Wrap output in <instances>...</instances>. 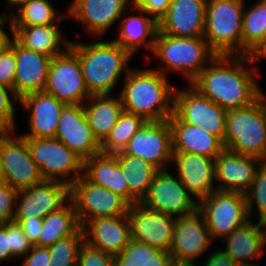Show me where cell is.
<instances>
[{
    "label": "cell",
    "instance_id": "7bdbcfd3",
    "mask_svg": "<svg viewBox=\"0 0 266 266\" xmlns=\"http://www.w3.org/2000/svg\"><path fill=\"white\" fill-rule=\"evenodd\" d=\"M119 255L125 260V265L147 266L149 263V245L131 239Z\"/></svg>",
    "mask_w": 266,
    "mask_h": 266
},
{
    "label": "cell",
    "instance_id": "f907efd6",
    "mask_svg": "<svg viewBox=\"0 0 266 266\" xmlns=\"http://www.w3.org/2000/svg\"><path fill=\"white\" fill-rule=\"evenodd\" d=\"M11 260L10 223L0 224V262Z\"/></svg>",
    "mask_w": 266,
    "mask_h": 266
},
{
    "label": "cell",
    "instance_id": "7dc6e473",
    "mask_svg": "<svg viewBox=\"0 0 266 266\" xmlns=\"http://www.w3.org/2000/svg\"><path fill=\"white\" fill-rule=\"evenodd\" d=\"M43 217H37L28 220H13L24 232V235L32 242L33 245L39 246V236L42 227Z\"/></svg>",
    "mask_w": 266,
    "mask_h": 266
},
{
    "label": "cell",
    "instance_id": "f6af8a7d",
    "mask_svg": "<svg viewBox=\"0 0 266 266\" xmlns=\"http://www.w3.org/2000/svg\"><path fill=\"white\" fill-rule=\"evenodd\" d=\"M171 0H132V4L144 10L157 23L166 15Z\"/></svg>",
    "mask_w": 266,
    "mask_h": 266
},
{
    "label": "cell",
    "instance_id": "8d00e7d4",
    "mask_svg": "<svg viewBox=\"0 0 266 266\" xmlns=\"http://www.w3.org/2000/svg\"><path fill=\"white\" fill-rule=\"evenodd\" d=\"M85 242L81 227L74 235L60 239L49 248V266H77L80 247Z\"/></svg>",
    "mask_w": 266,
    "mask_h": 266
},
{
    "label": "cell",
    "instance_id": "7402d4cb",
    "mask_svg": "<svg viewBox=\"0 0 266 266\" xmlns=\"http://www.w3.org/2000/svg\"><path fill=\"white\" fill-rule=\"evenodd\" d=\"M172 162L176 164L177 177L198 202L217 190L214 158L173 153Z\"/></svg>",
    "mask_w": 266,
    "mask_h": 266
},
{
    "label": "cell",
    "instance_id": "816d5d0a",
    "mask_svg": "<svg viewBox=\"0 0 266 266\" xmlns=\"http://www.w3.org/2000/svg\"><path fill=\"white\" fill-rule=\"evenodd\" d=\"M9 23V24H8ZM9 25L11 32V37L7 34V32L4 30V26ZM14 38V31H13V25L10 16L5 13V15L0 19V53L5 50L8 46H10L11 41Z\"/></svg>",
    "mask_w": 266,
    "mask_h": 266
},
{
    "label": "cell",
    "instance_id": "4316f807",
    "mask_svg": "<svg viewBox=\"0 0 266 266\" xmlns=\"http://www.w3.org/2000/svg\"><path fill=\"white\" fill-rule=\"evenodd\" d=\"M173 153H192L216 158L224 149L223 142L199 126L181 122L174 114L169 118Z\"/></svg>",
    "mask_w": 266,
    "mask_h": 266
},
{
    "label": "cell",
    "instance_id": "8fae6325",
    "mask_svg": "<svg viewBox=\"0 0 266 266\" xmlns=\"http://www.w3.org/2000/svg\"><path fill=\"white\" fill-rule=\"evenodd\" d=\"M44 92L66 105H83L91 96L85 85L78 55L71 48L51 58Z\"/></svg>",
    "mask_w": 266,
    "mask_h": 266
},
{
    "label": "cell",
    "instance_id": "484cf974",
    "mask_svg": "<svg viewBox=\"0 0 266 266\" xmlns=\"http://www.w3.org/2000/svg\"><path fill=\"white\" fill-rule=\"evenodd\" d=\"M221 241L226 243V248L221 250L239 266H259V263H253L252 260H259L263 257V248L266 244V224L259 221L255 224L249 220L234 229Z\"/></svg>",
    "mask_w": 266,
    "mask_h": 266
},
{
    "label": "cell",
    "instance_id": "603a6c76",
    "mask_svg": "<svg viewBox=\"0 0 266 266\" xmlns=\"http://www.w3.org/2000/svg\"><path fill=\"white\" fill-rule=\"evenodd\" d=\"M66 104L44 91L34 92L20 99V106L30 113L29 133L24 138H55L58 122Z\"/></svg>",
    "mask_w": 266,
    "mask_h": 266
},
{
    "label": "cell",
    "instance_id": "836d02e7",
    "mask_svg": "<svg viewBox=\"0 0 266 266\" xmlns=\"http://www.w3.org/2000/svg\"><path fill=\"white\" fill-rule=\"evenodd\" d=\"M266 39V0H257L244 9L242 21V55L251 56Z\"/></svg>",
    "mask_w": 266,
    "mask_h": 266
},
{
    "label": "cell",
    "instance_id": "9f6ffc18",
    "mask_svg": "<svg viewBox=\"0 0 266 266\" xmlns=\"http://www.w3.org/2000/svg\"><path fill=\"white\" fill-rule=\"evenodd\" d=\"M7 1H8V3H9V4H7L8 7H9V6H10V7H11V6H12V7H13V6L15 7V6H16L20 1H22V0H7Z\"/></svg>",
    "mask_w": 266,
    "mask_h": 266
},
{
    "label": "cell",
    "instance_id": "11a10c76",
    "mask_svg": "<svg viewBox=\"0 0 266 266\" xmlns=\"http://www.w3.org/2000/svg\"><path fill=\"white\" fill-rule=\"evenodd\" d=\"M4 180V172H3V165L0 157V183Z\"/></svg>",
    "mask_w": 266,
    "mask_h": 266
},
{
    "label": "cell",
    "instance_id": "d6a6232c",
    "mask_svg": "<svg viewBox=\"0 0 266 266\" xmlns=\"http://www.w3.org/2000/svg\"><path fill=\"white\" fill-rule=\"evenodd\" d=\"M81 228L73 203L43 218L39 246L50 247L60 239L74 235Z\"/></svg>",
    "mask_w": 266,
    "mask_h": 266
},
{
    "label": "cell",
    "instance_id": "4dcf8cb0",
    "mask_svg": "<svg viewBox=\"0 0 266 266\" xmlns=\"http://www.w3.org/2000/svg\"><path fill=\"white\" fill-rule=\"evenodd\" d=\"M119 97V98H118ZM110 94L91 95L83 104L87 123L101 144L124 111L121 98Z\"/></svg>",
    "mask_w": 266,
    "mask_h": 266
},
{
    "label": "cell",
    "instance_id": "ee69618b",
    "mask_svg": "<svg viewBox=\"0 0 266 266\" xmlns=\"http://www.w3.org/2000/svg\"><path fill=\"white\" fill-rule=\"evenodd\" d=\"M33 246L32 242L24 235L21 227L15 222H10L11 260L24 257Z\"/></svg>",
    "mask_w": 266,
    "mask_h": 266
},
{
    "label": "cell",
    "instance_id": "b9f144b4",
    "mask_svg": "<svg viewBox=\"0 0 266 266\" xmlns=\"http://www.w3.org/2000/svg\"><path fill=\"white\" fill-rule=\"evenodd\" d=\"M17 193L10 184L0 183V224L13 222Z\"/></svg>",
    "mask_w": 266,
    "mask_h": 266
},
{
    "label": "cell",
    "instance_id": "db71d44e",
    "mask_svg": "<svg viewBox=\"0 0 266 266\" xmlns=\"http://www.w3.org/2000/svg\"><path fill=\"white\" fill-rule=\"evenodd\" d=\"M113 266H132V265H125V260L118 254L113 257Z\"/></svg>",
    "mask_w": 266,
    "mask_h": 266
},
{
    "label": "cell",
    "instance_id": "d6986e66",
    "mask_svg": "<svg viewBox=\"0 0 266 266\" xmlns=\"http://www.w3.org/2000/svg\"><path fill=\"white\" fill-rule=\"evenodd\" d=\"M55 138L83 160L101 153L100 143L87 123L81 104L63 107Z\"/></svg>",
    "mask_w": 266,
    "mask_h": 266
},
{
    "label": "cell",
    "instance_id": "60d3db41",
    "mask_svg": "<svg viewBox=\"0 0 266 266\" xmlns=\"http://www.w3.org/2000/svg\"><path fill=\"white\" fill-rule=\"evenodd\" d=\"M113 257L84 242L79 249L77 266H113Z\"/></svg>",
    "mask_w": 266,
    "mask_h": 266
},
{
    "label": "cell",
    "instance_id": "5b68a950",
    "mask_svg": "<svg viewBox=\"0 0 266 266\" xmlns=\"http://www.w3.org/2000/svg\"><path fill=\"white\" fill-rule=\"evenodd\" d=\"M224 147L266 161V95L226 115Z\"/></svg>",
    "mask_w": 266,
    "mask_h": 266
},
{
    "label": "cell",
    "instance_id": "8992f818",
    "mask_svg": "<svg viewBox=\"0 0 266 266\" xmlns=\"http://www.w3.org/2000/svg\"><path fill=\"white\" fill-rule=\"evenodd\" d=\"M245 0H207L204 39L217 55H242Z\"/></svg>",
    "mask_w": 266,
    "mask_h": 266
},
{
    "label": "cell",
    "instance_id": "681fc988",
    "mask_svg": "<svg viewBox=\"0 0 266 266\" xmlns=\"http://www.w3.org/2000/svg\"><path fill=\"white\" fill-rule=\"evenodd\" d=\"M207 259V260H206ZM202 266H239L233 259L220 250H212V253H208ZM192 266H197L196 264Z\"/></svg>",
    "mask_w": 266,
    "mask_h": 266
},
{
    "label": "cell",
    "instance_id": "52a82bcc",
    "mask_svg": "<svg viewBox=\"0 0 266 266\" xmlns=\"http://www.w3.org/2000/svg\"><path fill=\"white\" fill-rule=\"evenodd\" d=\"M25 139L44 180H58L71 185L83 174L84 160L58 139Z\"/></svg>",
    "mask_w": 266,
    "mask_h": 266
},
{
    "label": "cell",
    "instance_id": "ac0fdd59",
    "mask_svg": "<svg viewBox=\"0 0 266 266\" xmlns=\"http://www.w3.org/2000/svg\"><path fill=\"white\" fill-rule=\"evenodd\" d=\"M131 5L132 0H73L67 15L82 23L91 37H100L122 18L127 6Z\"/></svg>",
    "mask_w": 266,
    "mask_h": 266
},
{
    "label": "cell",
    "instance_id": "9a60e30c",
    "mask_svg": "<svg viewBox=\"0 0 266 266\" xmlns=\"http://www.w3.org/2000/svg\"><path fill=\"white\" fill-rule=\"evenodd\" d=\"M121 153L146 160L159 170L169 169L173 157L169 120L146 121Z\"/></svg>",
    "mask_w": 266,
    "mask_h": 266
},
{
    "label": "cell",
    "instance_id": "44dd1931",
    "mask_svg": "<svg viewBox=\"0 0 266 266\" xmlns=\"http://www.w3.org/2000/svg\"><path fill=\"white\" fill-rule=\"evenodd\" d=\"M261 162L256 157L225 148L215 158L217 190L245 194L252 186L256 168Z\"/></svg>",
    "mask_w": 266,
    "mask_h": 266
},
{
    "label": "cell",
    "instance_id": "7a4b0ae2",
    "mask_svg": "<svg viewBox=\"0 0 266 266\" xmlns=\"http://www.w3.org/2000/svg\"><path fill=\"white\" fill-rule=\"evenodd\" d=\"M124 77L119 94L124 111L145 121L169 120L174 113L175 87L167 76L154 68H134Z\"/></svg>",
    "mask_w": 266,
    "mask_h": 266
},
{
    "label": "cell",
    "instance_id": "83f0119b",
    "mask_svg": "<svg viewBox=\"0 0 266 266\" xmlns=\"http://www.w3.org/2000/svg\"><path fill=\"white\" fill-rule=\"evenodd\" d=\"M128 8L123 13L122 17L124 19L119 24V36L115 40L113 39V41L132 56L136 54L140 46L152 53L158 31V23L139 7L132 4ZM135 10L138 12V15H130Z\"/></svg>",
    "mask_w": 266,
    "mask_h": 266
},
{
    "label": "cell",
    "instance_id": "9c48e42d",
    "mask_svg": "<svg viewBox=\"0 0 266 266\" xmlns=\"http://www.w3.org/2000/svg\"><path fill=\"white\" fill-rule=\"evenodd\" d=\"M70 201L81 227L94 218L127 215L129 207L122 197L92 183L83 174L70 185Z\"/></svg>",
    "mask_w": 266,
    "mask_h": 266
},
{
    "label": "cell",
    "instance_id": "4fadbf2b",
    "mask_svg": "<svg viewBox=\"0 0 266 266\" xmlns=\"http://www.w3.org/2000/svg\"><path fill=\"white\" fill-rule=\"evenodd\" d=\"M140 202L145 207L175 218L190 215L198 209L196 198L168 169L156 173L147 194Z\"/></svg>",
    "mask_w": 266,
    "mask_h": 266
},
{
    "label": "cell",
    "instance_id": "3957f363",
    "mask_svg": "<svg viewBox=\"0 0 266 266\" xmlns=\"http://www.w3.org/2000/svg\"><path fill=\"white\" fill-rule=\"evenodd\" d=\"M70 48L78 55L85 85L91 95H111L120 75L126 76L131 69L128 62L133 56L113 40L72 41Z\"/></svg>",
    "mask_w": 266,
    "mask_h": 266
},
{
    "label": "cell",
    "instance_id": "6da1fadb",
    "mask_svg": "<svg viewBox=\"0 0 266 266\" xmlns=\"http://www.w3.org/2000/svg\"><path fill=\"white\" fill-rule=\"evenodd\" d=\"M249 63H255L251 56L217 55L190 84L227 111L249 106L263 94L255 78L260 72Z\"/></svg>",
    "mask_w": 266,
    "mask_h": 266
},
{
    "label": "cell",
    "instance_id": "30bf717a",
    "mask_svg": "<svg viewBox=\"0 0 266 266\" xmlns=\"http://www.w3.org/2000/svg\"><path fill=\"white\" fill-rule=\"evenodd\" d=\"M0 157L4 180L17 191L31 188L44 181L32 159L27 140L15 131L0 130Z\"/></svg>",
    "mask_w": 266,
    "mask_h": 266
},
{
    "label": "cell",
    "instance_id": "bcb514c9",
    "mask_svg": "<svg viewBox=\"0 0 266 266\" xmlns=\"http://www.w3.org/2000/svg\"><path fill=\"white\" fill-rule=\"evenodd\" d=\"M21 266H49L50 253L48 247L34 245L25 255Z\"/></svg>",
    "mask_w": 266,
    "mask_h": 266
},
{
    "label": "cell",
    "instance_id": "6f0895ef",
    "mask_svg": "<svg viewBox=\"0 0 266 266\" xmlns=\"http://www.w3.org/2000/svg\"><path fill=\"white\" fill-rule=\"evenodd\" d=\"M5 15V13L0 14V19Z\"/></svg>",
    "mask_w": 266,
    "mask_h": 266
},
{
    "label": "cell",
    "instance_id": "e0dca14e",
    "mask_svg": "<svg viewBox=\"0 0 266 266\" xmlns=\"http://www.w3.org/2000/svg\"><path fill=\"white\" fill-rule=\"evenodd\" d=\"M131 239L158 250L170 251L174 216L145 207L141 202L129 205Z\"/></svg>",
    "mask_w": 266,
    "mask_h": 266
},
{
    "label": "cell",
    "instance_id": "1f68e13d",
    "mask_svg": "<svg viewBox=\"0 0 266 266\" xmlns=\"http://www.w3.org/2000/svg\"><path fill=\"white\" fill-rule=\"evenodd\" d=\"M115 155L129 187V205L140 202L159 169L139 157L123 155L121 152Z\"/></svg>",
    "mask_w": 266,
    "mask_h": 266
},
{
    "label": "cell",
    "instance_id": "74e56055",
    "mask_svg": "<svg viewBox=\"0 0 266 266\" xmlns=\"http://www.w3.org/2000/svg\"><path fill=\"white\" fill-rule=\"evenodd\" d=\"M245 197L249 219L255 210L258 213L256 217H259L257 221L266 224V161H262L256 168L252 186Z\"/></svg>",
    "mask_w": 266,
    "mask_h": 266
},
{
    "label": "cell",
    "instance_id": "ab89813d",
    "mask_svg": "<svg viewBox=\"0 0 266 266\" xmlns=\"http://www.w3.org/2000/svg\"><path fill=\"white\" fill-rule=\"evenodd\" d=\"M16 75L15 38L0 53V84L13 89Z\"/></svg>",
    "mask_w": 266,
    "mask_h": 266
},
{
    "label": "cell",
    "instance_id": "277c9868",
    "mask_svg": "<svg viewBox=\"0 0 266 266\" xmlns=\"http://www.w3.org/2000/svg\"><path fill=\"white\" fill-rule=\"evenodd\" d=\"M152 53L165 64L154 69L165 76L170 72L182 73L188 84L217 56L204 37H178L159 31Z\"/></svg>",
    "mask_w": 266,
    "mask_h": 266
},
{
    "label": "cell",
    "instance_id": "c3c4849f",
    "mask_svg": "<svg viewBox=\"0 0 266 266\" xmlns=\"http://www.w3.org/2000/svg\"><path fill=\"white\" fill-rule=\"evenodd\" d=\"M147 266H176L169 251L158 250L149 246V263Z\"/></svg>",
    "mask_w": 266,
    "mask_h": 266
},
{
    "label": "cell",
    "instance_id": "f35d334b",
    "mask_svg": "<svg viewBox=\"0 0 266 266\" xmlns=\"http://www.w3.org/2000/svg\"><path fill=\"white\" fill-rule=\"evenodd\" d=\"M14 102L20 104V98L13 89L0 84V130L14 131L17 128Z\"/></svg>",
    "mask_w": 266,
    "mask_h": 266
},
{
    "label": "cell",
    "instance_id": "f1b7e54d",
    "mask_svg": "<svg viewBox=\"0 0 266 266\" xmlns=\"http://www.w3.org/2000/svg\"><path fill=\"white\" fill-rule=\"evenodd\" d=\"M13 31L14 38L21 45L49 57L66 52L72 42L64 39L60 24L57 23L39 26H13Z\"/></svg>",
    "mask_w": 266,
    "mask_h": 266
},
{
    "label": "cell",
    "instance_id": "d590c367",
    "mask_svg": "<svg viewBox=\"0 0 266 266\" xmlns=\"http://www.w3.org/2000/svg\"><path fill=\"white\" fill-rule=\"evenodd\" d=\"M146 121L135 114L123 111L111 132L100 144L103 154H115L122 152L129 140L144 125Z\"/></svg>",
    "mask_w": 266,
    "mask_h": 266
},
{
    "label": "cell",
    "instance_id": "ba28073f",
    "mask_svg": "<svg viewBox=\"0 0 266 266\" xmlns=\"http://www.w3.org/2000/svg\"><path fill=\"white\" fill-rule=\"evenodd\" d=\"M211 238L222 240L234 229L249 221L245 194L238 192H212L198 202Z\"/></svg>",
    "mask_w": 266,
    "mask_h": 266
},
{
    "label": "cell",
    "instance_id": "d4e9b609",
    "mask_svg": "<svg viewBox=\"0 0 266 266\" xmlns=\"http://www.w3.org/2000/svg\"><path fill=\"white\" fill-rule=\"evenodd\" d=\"M51 58L24 47L15 39L16 75L13 91L20 99L27 94L44 91Z\"/></svg>",
    "mask_w": 266,
    "mask_h": 266
},
{
    "label": "cell",
    "instance_id": "f546056e",
    "mask_svg": "<svg viewBox=\"0 0 266 266\" xmlns=\"http://www.w3.org/2000/svg\"><path fill=\"white\" fill-rule=\"evenodd\" d=\"M83 175L92 183L119 195L129 204V187L115 154L99 153L85 159Z\"/></svg>",
    "mask_w": 266,
    "mask_h": 266
},
{
    "label": "cell",
    "instance_id": "e575fe53",
    "mask_svg": "<svg viewBox=\"0 0 266 266\" xmlns=\"http://www.w3.org/2000/svg\"><path fill=\"white\" fill-rule=\"evenodd\" d=\"M16 7L17 14L14 10L9 13L13 26L49 25L68 18V15L57 14L49 0H22Z\"/></svg>",
    "mask_w": 266,
    "mask_h": 266
},
{
    "label": "cell",
    "instance_id": "7c38bea8",
    "mask_svg": "<svg viewBox=\"0 0 266 266\" xmlns=\"http://www.w3.org/2000/svg\"><path fill=\"white\" fill-rule=\"evenodd\" d=\"M188 85V90L175 89L173 114L181 122L199 126L223 142L227 110Z\"/></svg>",
    "mask_w": 266,
    "mask_h": 266
},
{
    "label": "cell",
    "instance_id": "f5cc1de1",
    "mask_svg": "<svg viewBox=\"0 0 266 266\" xmlns=\"http://www.w3.org/2000/svg\"><path fill=\"white\" fill-rule=\"evenodd\" d=\"M253 61L257 62L261 59H266V39L261 46L251 55Z\"/></svg>",
    "mask_w": 266,
    "mask_h": 266
},
{
    "label": "cell",
    "instance_id": "5bb4252c",
    "mask_svg": "<svg viewBox=\"0 0 266 266\" xmlns=\"http://www.w3.org/2000/svg\"><path fill=\"white\" fill-rule=\"evenodd\" d=\"M213 244L203 214L194 213L176 217L173 227L170 254L176 266H192Z\"/></svg>",
    "mask_w": 266,
    "mask_h": 266
},
{
    "label": "cell",
    "instance_id": "cb8c5ba5",
    "mask_svg": "<svg viewBox=\"0 0 266 266\" xmlns=\"http://www.w3.org/2000/svg\"><path fill=\"white\" fill-rule=\"evenodd\" d=\"M82 228L89 246L113 256L118 255L131 240L127 215L94 218Z\"/></svg>",
    "mask_w": 266,
    "mask_h": 266
},
{
    "label": "cell",
    "instance_id": "ffe728a7",
    "mask_svg": "<svg viewBox=\"0 0 266 266\" xmlns=\"http://www.w3.org/2000/svg\"><path fill=\"white\" fill-rule=\"evenodd\" d=\"M207 0H171L158 31L178 37H204Z\"/></svg>",
    "mask_w": 266,
    "mask_h": 266
},
{
    "label": "cell",
    "instance_id": "2e32d148",
    "mask_svg": "<svg viewBox=\"0 0 266 266\" xmlns=\"http://www.w3.org/2000/svg\"><path fill=\"white\" fill-rule=\"evenodd\" d=\"M70 201V185L58 180H44L17 193L13 220L46 217Z\"/></svg>",
    "mask_w": 266,
    "mask_h": 266
}]
</instances>
